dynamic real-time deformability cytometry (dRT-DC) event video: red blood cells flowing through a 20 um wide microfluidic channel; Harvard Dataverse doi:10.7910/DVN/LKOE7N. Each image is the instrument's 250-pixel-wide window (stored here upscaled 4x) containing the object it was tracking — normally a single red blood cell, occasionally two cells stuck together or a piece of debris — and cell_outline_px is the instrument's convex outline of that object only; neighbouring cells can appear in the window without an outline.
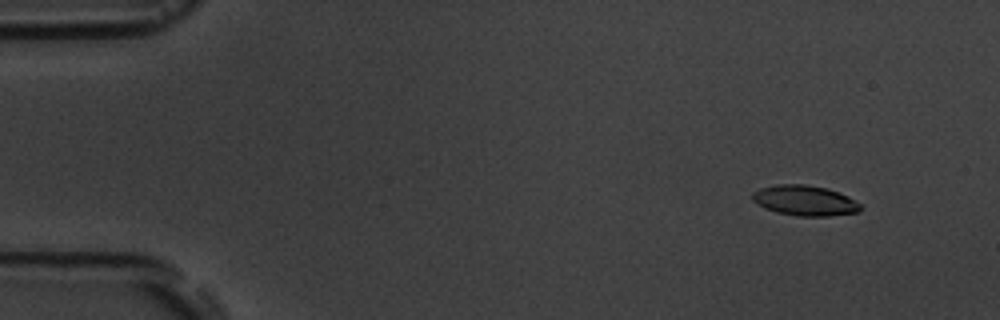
{"species": "common noctule bat (a hibernating species)", "species_latin": "Nyctalus noctula", "temperature_condition": "room temperature", "stored_images_in_passage": 5, "camera_frame_rate_fps": 3000, "um_per_image_px": 0.085, "animal": {"sex": "male", "body_mass_g": 19.5, "forearm_length_mm": 54.6}, "frame": {"image": 1, "passage_image": 2, "time_ms": 1.0, "image_size_px": [1000, 320], "cell_outline_px": [[864, 208], [860, 212], [828, 216], [796, 216], [776, 212], [764, 208], [756, 204], [752, 200], [752, 192], [760, 188], [776, 184], [804, 184], [828, 188], [848, 196], [860, 204]], "centroid_in_image_um": [68.4, 17.05], "position_along_channel_um": 16.6, "area_um2": 19.36}}
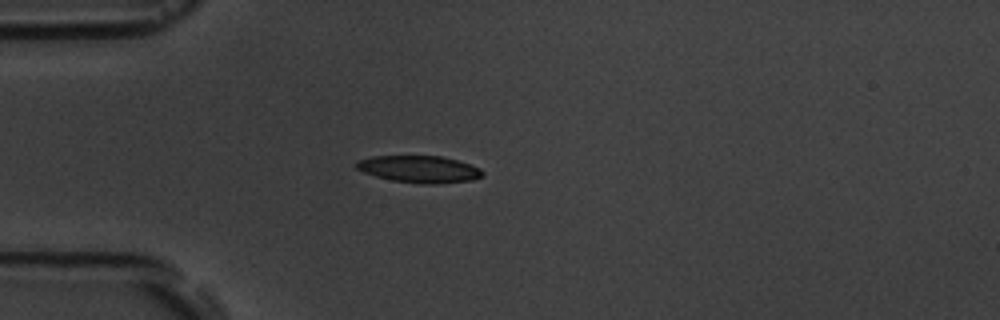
{"frame": {"image": 2, "passage_image": 4, "time_ms": 4.333, "image_size_px": [1000, 320], "cell_outline_px": [[484, 176], [472, 180], [436, 184], [420, 184], [392, 180], [376, 176], [364, 172], [356, 168], [356, 160], [372, 156], [440, 156], [456, 160], [480, 168], [484, 172]], "centroid_in_image_um": [35.64, 14.38], "position_along_channel_um": 49.4, "area_um2": 19.83}}